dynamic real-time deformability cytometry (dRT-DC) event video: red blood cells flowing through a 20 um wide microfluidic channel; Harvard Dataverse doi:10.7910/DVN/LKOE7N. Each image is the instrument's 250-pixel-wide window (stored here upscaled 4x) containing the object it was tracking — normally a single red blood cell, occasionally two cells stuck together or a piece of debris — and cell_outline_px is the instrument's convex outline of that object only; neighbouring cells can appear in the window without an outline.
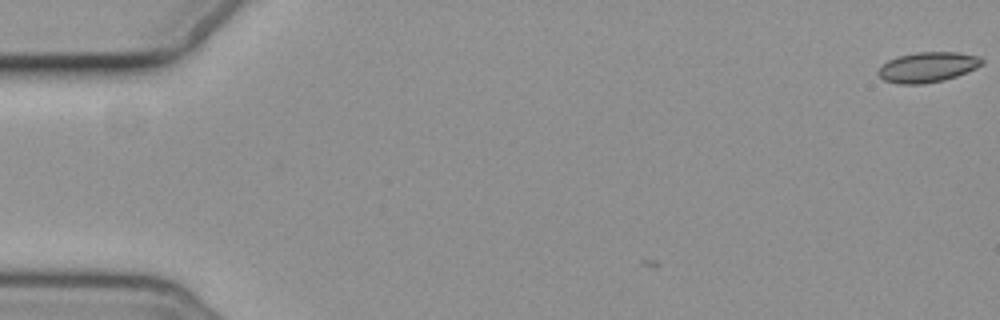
{"species": "common noctule bat (a hibernating species)", "species_latin": "Nyctalus noctula", "temperature_condition": "cold", "stored_images_in_passage": 2, "camera_frame_rate_fps": 3000, "um_per_image_px": 0.085, "animal": {"sex": "female", "body_mass_g": 19.3, "forearm_length_mm": 54.1}, "frame": {"image": 1, "passage_image": 2, "time_ms": 1.333, "image_size_px": [1000, 320], "cell_outline_px": [[984, 64], [968, 72], [944, 80], [920, 84], [900, 84], [884, 80], [876, 72], [888, 60], [896, 56], [916, 52], [956, 52], [980, 56], [984, 60]], "centroid_in_image_um": [78.88, 5.7], "position_along_channel_um": 6.1, "area_um2": 18.32}}